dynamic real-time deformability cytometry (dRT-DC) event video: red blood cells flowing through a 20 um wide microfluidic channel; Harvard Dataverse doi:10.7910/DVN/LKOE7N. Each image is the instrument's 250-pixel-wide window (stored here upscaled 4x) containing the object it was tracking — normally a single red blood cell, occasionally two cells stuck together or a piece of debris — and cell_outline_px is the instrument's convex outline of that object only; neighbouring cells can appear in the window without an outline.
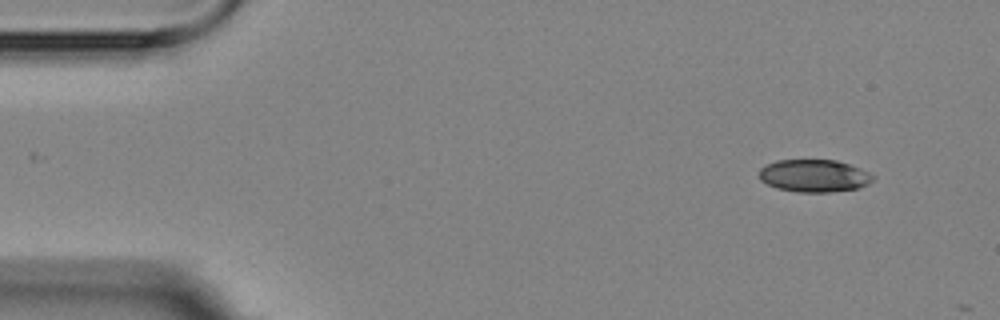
{"species": "Egyptian fruit bat (a non-hibernating species)", "species_latin": "Rousettus aegyptiacus", "temperature_condition": "room temperature", "stored_images_in_passage": 5, "camera_frame_rate_fps": 3000, "um_per_image_px": 0.085, "animal": {"sex": "female"}, "frame": {"image": 1, "passage_image": 1, "time_ms": 0.0, "image_size_px": [1000, 320], "cell_outline_px": [[876, 176], [868, 184], [860, 188], [828, 192], [796, 192], [776, 188], [760, 180], [760, 168], [776, 160], [836, 160], [860, 168]], "centroid_in_image_um": [69.21, 14.94], "position_along_channel_um": 15.8, "area_um2": 21.56}}
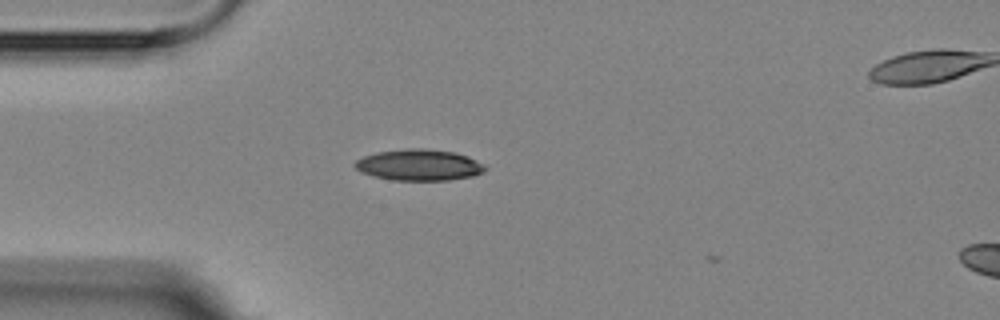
{"frame": {"image": 2, "passage_image": 4, "time_ms": 3.333, "image_size_px": [1000, 320], "cell_outline_px": [[488, 168], [484, 172], [472, 176], [448, 180], [392, 180], [360, 172], [352, 164], [356, 160], [364, 156], [376, 152], [408, 148], [420, 148], [452, 152], [468, 156], [484, 164]], "centroid_in_image_um": [35.62, 14.02], "position_along_channel_um": 49.4, "area_um2": 23.64}}